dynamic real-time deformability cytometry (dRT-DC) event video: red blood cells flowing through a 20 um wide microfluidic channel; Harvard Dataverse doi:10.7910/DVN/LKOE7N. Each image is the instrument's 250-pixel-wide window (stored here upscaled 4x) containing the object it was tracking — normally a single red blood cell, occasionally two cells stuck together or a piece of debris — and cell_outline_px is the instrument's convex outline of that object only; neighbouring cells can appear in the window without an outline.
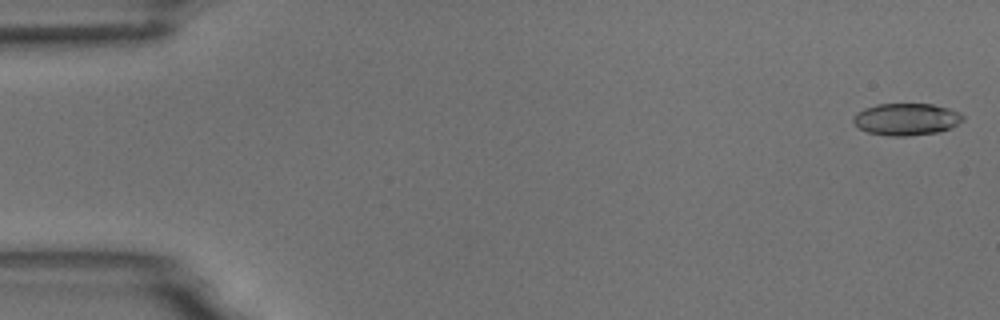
{"species": "common noctule bat (a hibernating species)", "species_latin": "Nyctalus noctula", "temperature_condition": "room temperature", "stored_images_in_passage": 54, "camera_frame_rate_fps": 3000, "um_per_image_px": 0.085, "animal": {"sex": "male", "body_mass_g": 18.8}, "frame": {"image": 1, "passage_image": 1, "time_ms": 0.0, "image_size_px": [1000, 320], "cell_outline_px": [[964, 120], [952, 128], [940, 132], [908, 136], [888, 136], [868, 132], [860, 128], [852, 120], [852, 116], [856, 112], [864, 108], [876, 104], [932, 104], [948, 108], [960, 112], [964, 116]], "centroid_in_image_um": [77.06, 10.14], "position_along_channel_um": 7.9, "area_um2": 20.69}}
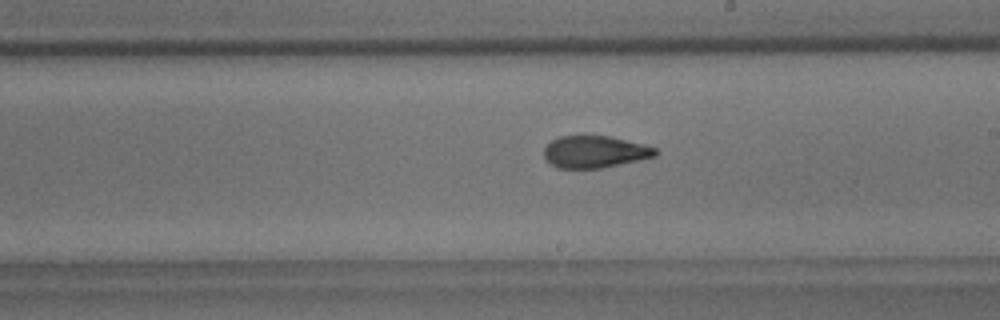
{"frame": {"image": 2, "passage_image": 31, "time_ms": 10.0, "image_size_px": [1000, 320], "cell_outline_px": [[656, 156], [604, 168], [556, 168], [544, 156], [544, 148], [552, 140], [560, 136], [608, 136], [644, 144], [656, 148]], "centroid_in_image_um": [50.56, 12.91], "position_along_channel_um": 238.4, "area_um2": 20.63}}
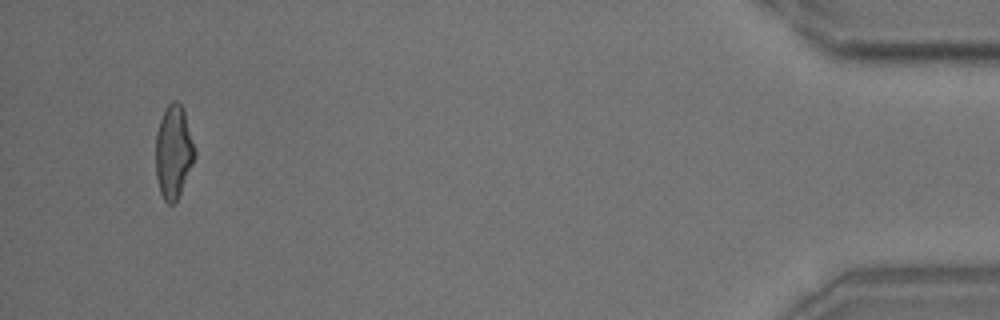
{"frame": {"image": 3, "passage_image": 52, "time_ms": 17.0, "image_size_px": [1000, 320], "cell_outline_px": [[196, 156], [180, 192], [176, 200], [172, 204], [168, 204], [164, 200], [160, 192], [156, 176], [156, 132], [160, 120], [168, 104], [172, 100], [176, 100], [184, 108], [196, 152]], "centroid_in_image_um": [14.75, 12.88], "position_along_channel_um": 420.4, "area_um2": 21.1}, "authors_computed_cell_mechanics": {"area_um2": 21.2993, "velocity_mm_per_s": 3.6953, "shape_relaxation_time_tau1_ms": 6.3386, "shape_relaxation_time_tau2_ms": 2.0213, "deformation_change_tau1": 0.1798, "deformation_change_tau2": 0.0977}}